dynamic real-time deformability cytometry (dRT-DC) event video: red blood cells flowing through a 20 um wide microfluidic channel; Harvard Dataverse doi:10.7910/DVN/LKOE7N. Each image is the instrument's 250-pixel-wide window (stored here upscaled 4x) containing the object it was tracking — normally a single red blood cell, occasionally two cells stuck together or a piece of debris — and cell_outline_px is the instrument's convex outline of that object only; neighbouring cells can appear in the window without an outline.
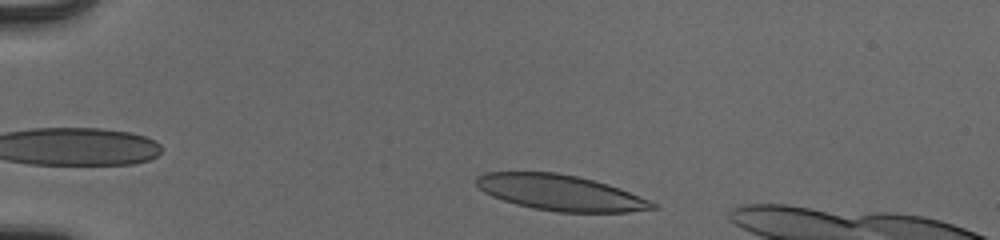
{"species": "human", "species_latin": "Homo sapiens", "temperature_condition": "cold", "stored_images_in_passage": 42, "camera_frame_rate_fps": 3000, "um_per_image_px": 0.085, "donor": {"sex": "male"}, "frame": {"image": 1, "passage_image": 3, "time_ms": 0.667, "image_size_px": [1000, 240], "cell_outline_px": [[660, 208], [628, 212], [556, 212], [532, 208], [516, 204], [492, 196], [484, 192], [476, 184], [476, 176], [484, 172], [556, 172], [576, 176], [608, 184], [648, 200], [656, 204]], "centroid_in_image_um": [47.6, 16.38], "position_along_channel_um": 37.4, "area_um2": 36.41}}
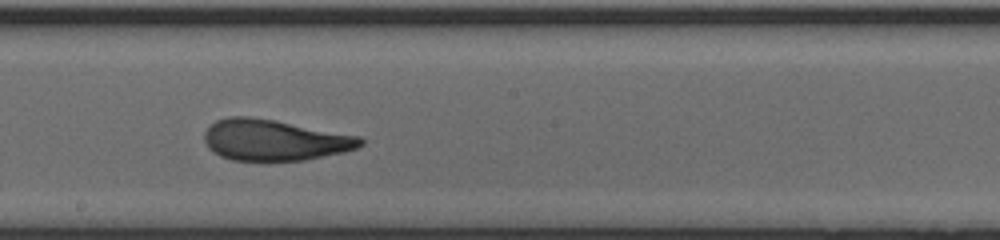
{"frame": {"image": 2, "passage_image": 22, "time_ms": 7.0, "image_size_px": [1000, 240], "cell_outline_px": [[364, 144], [356, 148], [344, 152], [304, 160], [232, 160], [220, 156], [208, 148], [204, 140], [204, 132], [216, 120], [228, 116], [252, 116], [276, 120], [360, 136], [364, 140]], "centroid_in_image_um": [23.32, 11.89], "position_along_channel_um": 224.9, "area_um2": 37.4}}
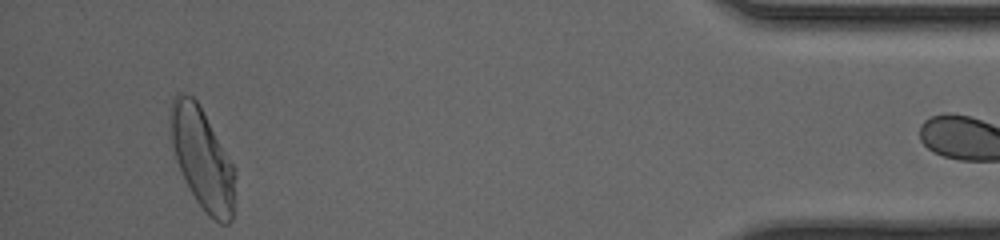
{"frame": {"image": 3, "passage_image": 41, "time_ms": 13.333, "image_size_px": [1000, 240], "cell_outline_px": [[236, 176], [232, 220], [228, 224], [220, 224], [208, 216], [204, 212], [196, 200], [176, 160], [168, 124], [168, 120], [172, 100], [176, 92], [184, 92], [192, 96], [196, 100], [232, 164]], "centroid_in_image_um": [17.18, 13.49], "position_along_channel_um": 418.0, "area_um2": 37.69}}